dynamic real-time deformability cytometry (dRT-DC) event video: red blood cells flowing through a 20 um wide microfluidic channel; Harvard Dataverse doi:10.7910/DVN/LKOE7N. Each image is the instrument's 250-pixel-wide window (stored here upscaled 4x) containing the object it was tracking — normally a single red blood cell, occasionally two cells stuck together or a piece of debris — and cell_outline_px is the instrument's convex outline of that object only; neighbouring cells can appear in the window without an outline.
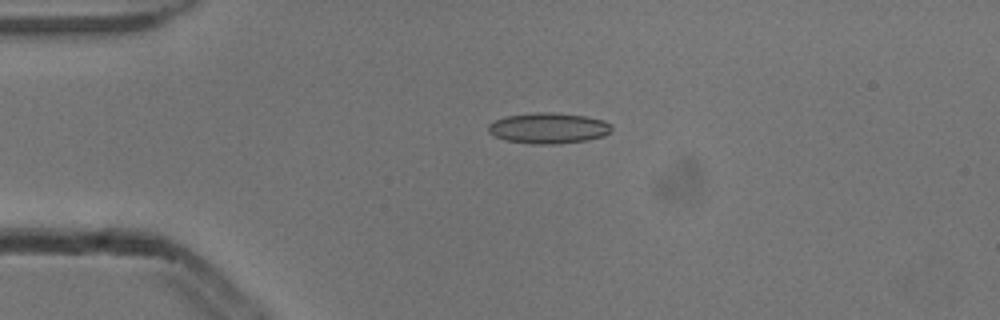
{"species": "common noctule bat (a hibernating species)", "species_latin": "Nyctalus noctula", "temperature_condition": "cold", "stored_images_in_passage": 2, "camera_frame_rate_fps": 3000, "um_per_image_px": 0.085, "animal": {"sex": "male", "body_mass_g": 13.3}, "frame": {"image": 1, "passage_image": 2, "time_ms": 0.333, "image_size_px": [1000, 320], "cell_outline_px": [[612, 128], [604, 136], [588, 140], [556, 144], [532, 144], [504, 140], [488, 132], [488, 124], [496, 120], [508, 116], [536, 112], [552, 112], [584, 116], [604, 120], [612, 124]], "centroid_in_image_um": [46.63, 10.9], "position_along_channel_um": 38.4, "area_um2": 22.08}}